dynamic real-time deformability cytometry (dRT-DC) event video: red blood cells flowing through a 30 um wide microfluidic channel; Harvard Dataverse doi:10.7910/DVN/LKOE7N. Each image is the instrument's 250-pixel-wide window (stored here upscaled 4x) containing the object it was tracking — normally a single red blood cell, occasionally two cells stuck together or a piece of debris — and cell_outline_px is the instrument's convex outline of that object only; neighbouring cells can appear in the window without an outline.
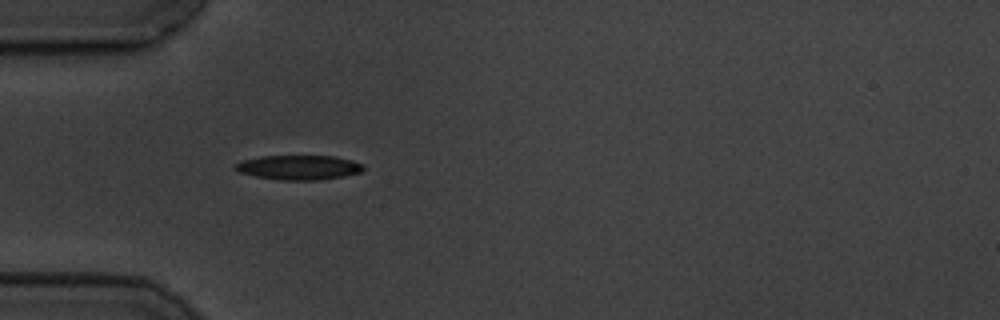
{"species": "common noctule bat (a hibernating species)", "species_latin": "Nyctalus noctula", "temperature_condition": "cold", "stored_images_in_passage": 41, "camera_frame_rate_fps": 3000, "um_per_image_px": 0.085, "animal": {"sex": "male", "body_mass_g": 19.5, "forearm_length_mm": 54.6}, "frame": {"image": 1, "passage_image": 1, "time_ms": 0.0, "image_size_px": [1000, 320], "cell_outline_px": [[364, 168], [360, 172], [344, 176], [320, 180], [280, 180], [256, 176], [240, 172], [232, 168], [236, 164], [244, 160], [260, 156], [336, 156], [352, 160], [364, 164]], "centroid_in_image_um": [25.43, 14.23], "position_along_channel_um": 59.6, "area_um2": 18.32}}
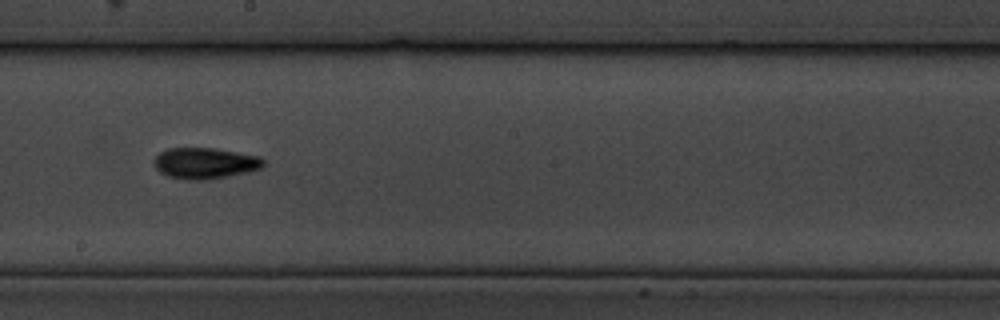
{"frame": {"image": 2, "passage_image": 16, "time_ms": 5.0, "image_size_px": [1000, 320], "cell_outline_px": [[264, 164], [260, 168], [248, 172], [208, 180], [184, 180], [168, 176], [160, 172], [152, 164], [152, 160], [160, 152], [168, 148], [212, 148], [260, 156], [264, 160]], "centroid_in_image_um": [17.39, 13.88], "position_along_channel_um": 230.8, "area_um2": 19.94}}
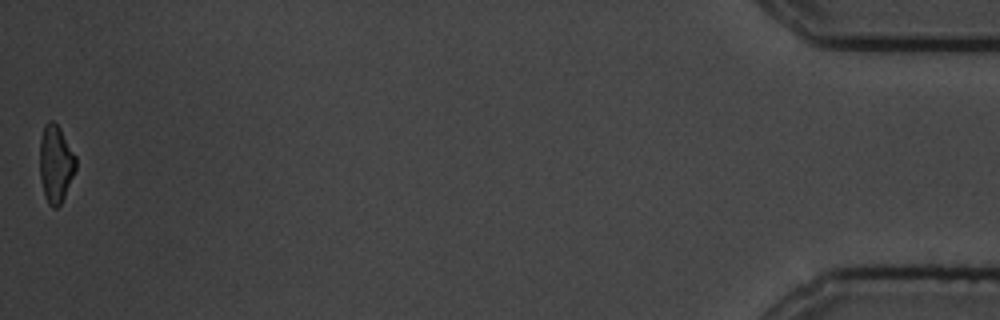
{"frame": {"image": 3, "passage_image": 41, "time_ms": 13.333, "image_size_px": [1000, 320], "cell_outline_px": [[76, 168], [64, 196], [60, 204], [56, 208], [52, 208], [48, 204], [44, 196], [40, 176], [40, 140], [44, 124], [48, 120], [52, 120], [60, 128], [76, 156]], "centroid_in_image_um": [4.72, 13.91], "position_along_channel_um": 430.5, "area_um2": 16.24}, "authors_computed_cell_mechanics": {"area_um2": 17.7446, "velocity_mm_per_s": 3.5016, "shape_relaxation_time_tau1_ms": 3.7846, "shape_relaxation_time_tau2_ms": 4.4583, "deformation_change_tau1": 0.1481, "deformation_change_tau2": 0.1102}}